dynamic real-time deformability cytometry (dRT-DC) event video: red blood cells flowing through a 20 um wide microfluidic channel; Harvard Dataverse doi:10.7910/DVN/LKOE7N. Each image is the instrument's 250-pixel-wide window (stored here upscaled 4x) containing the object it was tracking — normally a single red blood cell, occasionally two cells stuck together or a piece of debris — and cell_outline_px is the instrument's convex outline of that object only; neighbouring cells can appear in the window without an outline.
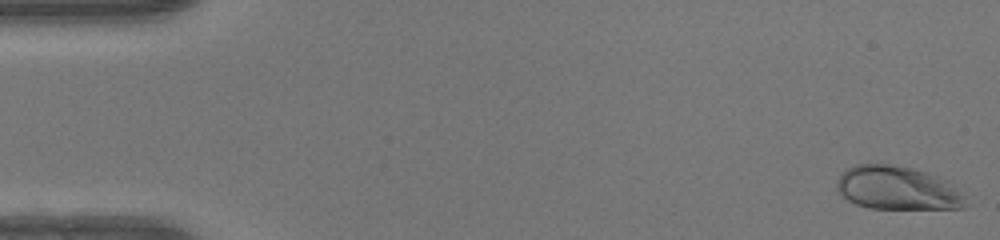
{"species": "human", "species_latin": "Homo sapiens", "temperature_condition": "warm", "stored_images_in_passage": 49, "camera_frame_rate_fps": 3000, "um_per_image_px": 0.085, "donor": {"sex": "female"}, "frame": {"image": 1, "passage_image": 1, "time_ms": 0.0, "image_size_px": [1000, 240], "cell_outline_px": [[964, 208], [872, 208], [856, 204], [848, 200], [836, 188], [836, 180], [848, 168], [856, 164], [888, 164], [912, 168], [928, 172], [948, 180], [964, 196]], "centroid_in_image_um": [76.27, 15.97], "position_along_channel_um": 8.7, "area_um2": 32.37}}
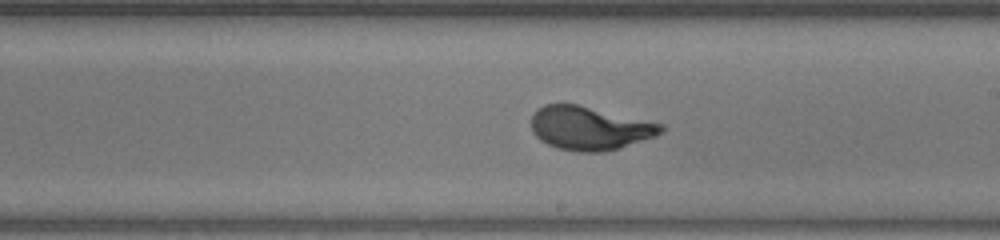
{"frame": {"image": 2, "passage_image": 28, "time_ms": 9.0, "image_size_px": [1000, 240], "cell_outline_px": [[664, 132], [656, 136], [620, 148], [604, 152], [580, 152], [556, 148], [540, 140], [532, 132], [532, 116], [544, 104], [576, 104], [664, 124]], "centroid_in_image_um": [50.14, 10.91], "position_along_channel_um": 238.9, "area_um2": 32.83}}
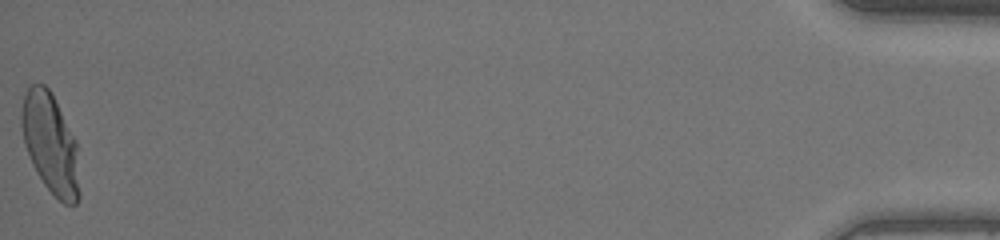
{"frame": {"image": 3, "passage_image": 49, "time_ms": 16.0, "image_size_px": [1000, 240], "cell_outline_px": [[80, 196], [76, 204], [64, 204], [44, 184], [36, 172], [32, 164], [24, 144], [20, 124], [20, 112], [24, 96], [28, 88], [32, 84], [44, 84], [48, 88], [76, 140], [80, 192]], "centroid_in_image_um": [4.27, 12.22], "position_along_channel_um": 430.9, "area_um2": 33.64}, "authors_computed_cell_mechanics": {"area_um2": 32.4258, "velocity_mm_per_s": 4.2383, "shape_relaxation_time_tau1_ms": 3.5047, "shape_relaxation_time_tau2_ms": null, "deformation_change_tau1": 0.1954, "deformation_change_tau2": null}}